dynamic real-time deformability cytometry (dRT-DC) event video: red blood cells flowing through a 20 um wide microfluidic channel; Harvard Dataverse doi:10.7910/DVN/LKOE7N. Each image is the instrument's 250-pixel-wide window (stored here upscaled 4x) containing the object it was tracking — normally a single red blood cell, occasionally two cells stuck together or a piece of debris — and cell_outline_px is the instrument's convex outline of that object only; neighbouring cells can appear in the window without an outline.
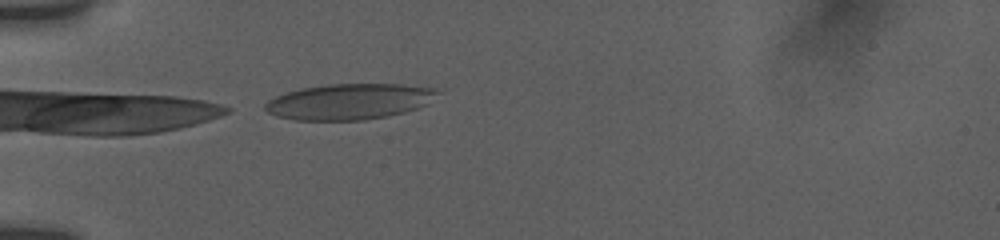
{"species": "human", "species_latin": "Homo sapiens", "temperature_condition": "room temperature", "stored_images_in_passage": 39, "camera_frame_rate_fps": 3000, "um_per_image_px": 0.085, "donor": {"sex": "female"}, "frame": {"image": 1, "passage_image": 1, "time_ms": 0.0, "image_size_px": [1000, 240], "cell_outline_px": [[440, 92], [428, 104], [404, 112], [388, 116], [364, 120], [296, 120], [276, 116], [268, 112], [264, 108], [264, 104], [268, 100], [276, 96], [300, 88], [328, 84], [400, 84], [432, 88]], "centroid_in_image_um": [29.67, 8.63], "position_along_channel_um": 55.3, "area_um2": 35.89}}
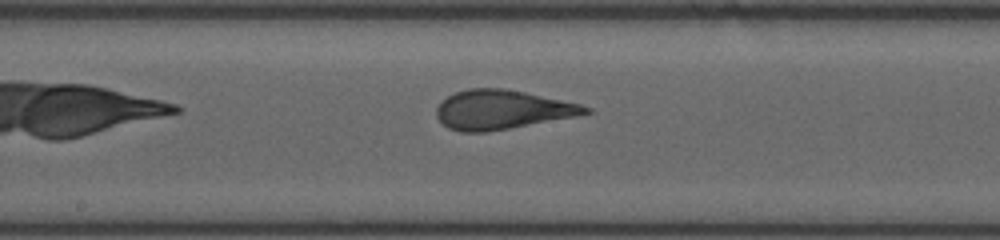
{"frame": {"image": 2, "passage_image": 14, "time_ms": 4.333, "image_size_px": [1000, 240], "cell_outline_px": [[592, 112], [576, 116], [488, 132], [460, 132], [448, 128], [436, 116], [436, 108], [440, 100], [456, 92], [468, 88], [504, 88], [524, 92], [580, 104], [592, 108]], "centroid_in_image_um": [42.63, 9.32], "position_along_channel_um": 205.6, "area_um2": 33.93}}
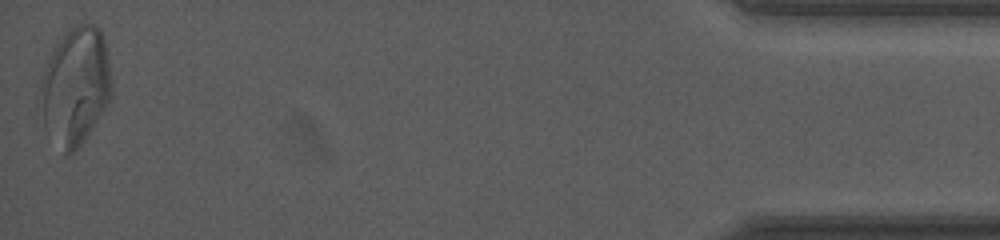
{"frame": {"image": 3, "passage_image": 39, "time_ms": 12.333, "image_size_px": [1000, 240], "cell_outline_px": [[112, 96], [108, 104], [80, 144], [68, 156], [64, 156], [44, 128], [40, 88], [40, 80], [48, 60], [56, 44], [72, 28], [80, 24], [96, 24], [104, 36], [108, 60], [112, 88]], "centroid_in_image_um": [6.41, 7.35], "position_along_channel_um": 428.8, "area_um2": 48.38}, "authors_computed_cell_mechanics": {"area_um2": 35.2002, "velocity_mm_per_s": 3.7973, "shape_relaxation_time_tau1_ms": 6.9189, "shape_relaxation_time_tau2_ms": null, "deformation_change_tau1": 0.2499, "deformation_change_tau2": null}}